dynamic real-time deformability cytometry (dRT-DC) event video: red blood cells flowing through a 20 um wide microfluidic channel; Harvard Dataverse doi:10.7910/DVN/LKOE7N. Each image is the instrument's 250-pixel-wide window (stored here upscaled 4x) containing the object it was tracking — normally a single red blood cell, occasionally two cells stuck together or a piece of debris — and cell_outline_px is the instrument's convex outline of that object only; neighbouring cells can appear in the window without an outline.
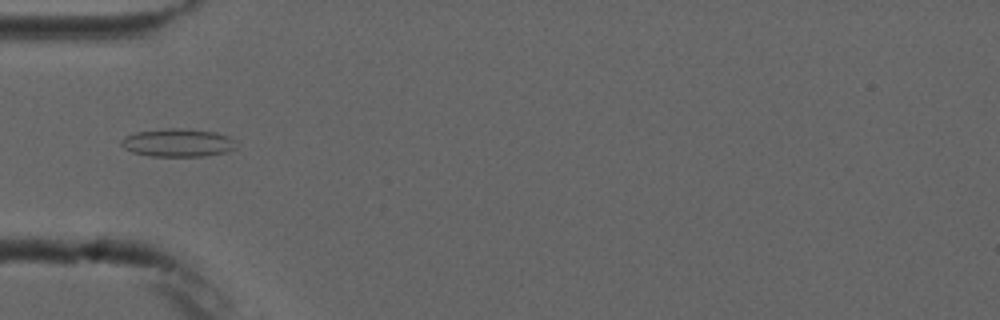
{"species": "common noctule bat (a hibernating species)", "species_latin": "Nyctalus noctula", "temperature_condition": "cold", "stored_images_in_passage": 6, "camera_frame_rate_fps": 3000, "um_per_image_px": 0.085, "animal": {"sex": "male", "forearm_length_mm": 52.5}, "frame": {"image": 1, "passage_image": 5, "time_ms": 4.667, "image_size_px": [1000, 320], "cell_outline_px": [[236, 148], [228, 152], [204, 156], [152, 156], [132, 152], [124, 148], [120, 144], [120, 140], [124, 136], [136, 132], [168, 128], [180, 128], [216, 132], [228, 136], [236, 140]], "centroid_in_image_um": [15.13, 12.13], "position_along_channel_um": 69.9, "area_um2": 18.96}}